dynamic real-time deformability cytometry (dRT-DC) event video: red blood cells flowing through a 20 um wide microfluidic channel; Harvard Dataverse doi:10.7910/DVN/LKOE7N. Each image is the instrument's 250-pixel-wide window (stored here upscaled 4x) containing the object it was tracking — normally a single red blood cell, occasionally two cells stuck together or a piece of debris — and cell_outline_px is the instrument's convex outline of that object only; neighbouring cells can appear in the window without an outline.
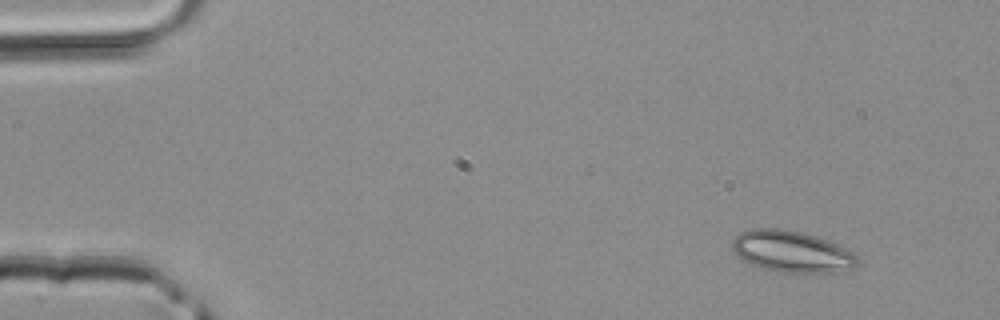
{"species": "common noctule bat (a hibernating species)", "species_latin": "Nyctalus noctula", "temperature_condition": "room temperature", "stored_images_in_passage": 4, "camera_frame_rate_fps": 3000, "um_per_image_px": 0.085, "animal": {"sex": "male", "body_mass_g": 20.4}, "frame": {"image": 1, "passage_image": 1, "time_ms": 0.0, "image_size_px": [1000, 320], "cell_outline_px": [[860, 264], [852, 268], [832, 272], [776, 272], [752, 264], [744, 260], [732, 248], [732, 240], [740, 232], [752, 228], [780, 228], [800, 232], [816, 236], [828, 240], [852, 252], [856, 256]], "centroid_in_image_um": [67.3, 21.37], "position_along_channel_um": 17.7, "area_um2": 29.94}}